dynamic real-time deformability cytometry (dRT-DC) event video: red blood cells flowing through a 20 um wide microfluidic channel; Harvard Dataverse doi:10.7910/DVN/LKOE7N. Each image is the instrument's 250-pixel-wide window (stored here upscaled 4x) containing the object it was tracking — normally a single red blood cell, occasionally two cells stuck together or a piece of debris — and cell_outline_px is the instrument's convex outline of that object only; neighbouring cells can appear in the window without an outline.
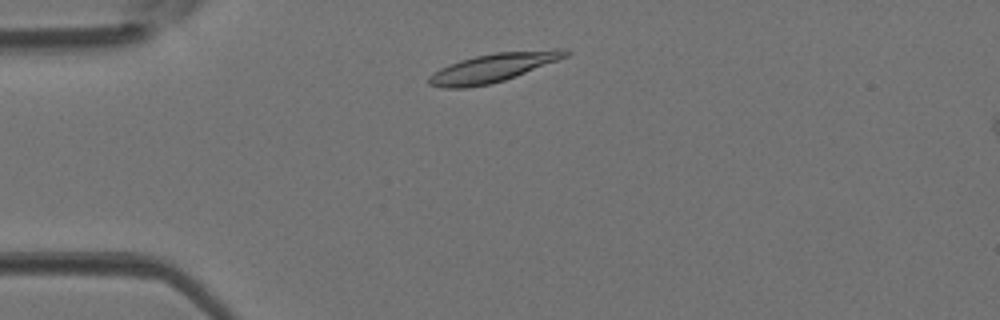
{"species": "Egyptian fruit bat (a non-hibernating species)", "species_latin": "Rousettus aegyptiacus", "temperature_condition": "room temperature", "stored_images_in_passage": 32, "camera_frame_rate_fps": 3000, "um_per_image_px": 0.085, "animal": {"sex": "female"}, "frame": {"image": 1, "passage_image": 2, "time_ms": 0.333, "image_size_px": [1000, 320], "cell_outline_px": [[568, 56], [516, 76], [492, 84], [468, 88], [444, 88], [428, 84], [428, 76], [440, 68], [448, 64], [460, 60], [476, 56], [496, 52], [556, 48], [564, 48], [568, 52]], "centroid_in_image_um": [41.9, 5.75], "position_along_channel_um": 43.1, "area_um2": 22.95}}
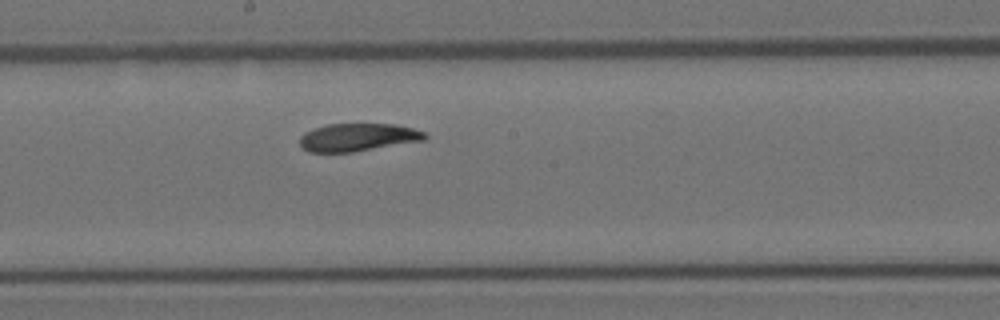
{"frame": {"image": 2, "passage_image": 15, "time_ms": 4.667, "image_size_px": [1000, 320], "cell_outline_px": [[428, 136], [424, 140], [352, 152], [308, 152], [300, 144], [300, 136], [304, 132], [328, 124], [396, 124], [412, 128], [424, 132]], "centroid_in_image_um": [30.41, 11.67], "position_along_channel_um": 217.8, "area_um2": 20.11}}
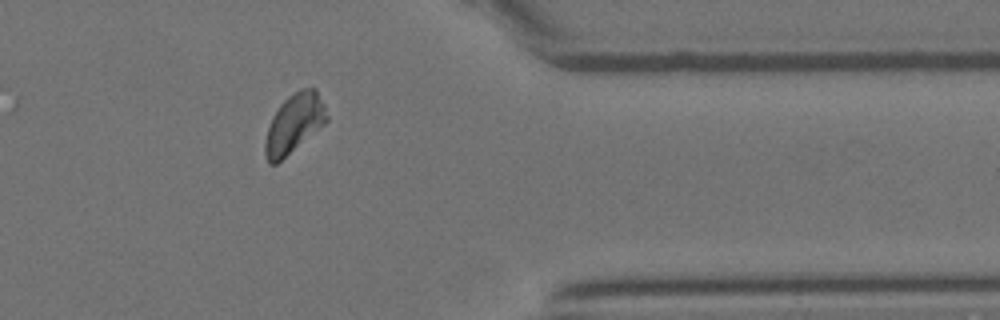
{"frame": {"image": 3, "passage_image": 27, "time_ms": 8.667, "image_size_px": [1000, 320], "cell_outline_px": [[328, 120], [324, 124], [276, 164], [268, 164], [264, 156], [264, 144], [268, 128], [272, 116], [280, 104], [288, 96], [300, 88], [316, 88], [324, 104], [328, 116]], "centroid_in_image_um": [24.98, 10.49], "position_along_channel_um": 386.4, "area_um2": 21.1}}